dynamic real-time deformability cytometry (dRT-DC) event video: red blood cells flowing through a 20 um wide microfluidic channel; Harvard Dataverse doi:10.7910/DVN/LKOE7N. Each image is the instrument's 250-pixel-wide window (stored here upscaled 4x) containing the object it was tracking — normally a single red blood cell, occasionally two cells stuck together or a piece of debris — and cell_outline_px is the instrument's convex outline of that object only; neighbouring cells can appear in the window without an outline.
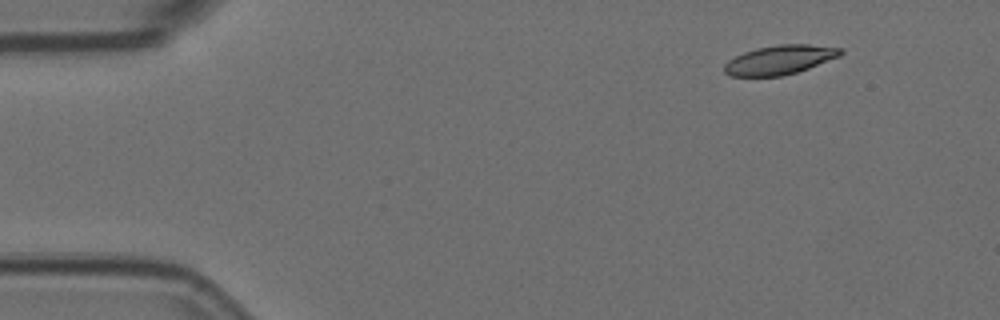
{"species": "Egyptian fruit bat (a non-hibernating species)", "species_latin": "Rousettus aegyptiacus", "temperature_condition": "room temperature", "stored_images_in_passage": 6, "camera_frame_rate_fps": 3000, "um_per_image_px": 0.085, "animal": {"sex": "female"}, "frame": {"image": 1, "passage_image": 2, "time_ms": 0.333, "image_size_px": [1000, 320], "cell_outline_px": [[844, 52], [840, 56], [808, 68], [796, 72], [780, 76], [728, 76], [724, 72], [724, 64], [728, 60], [744, 52], [756, 48], [780, 44], [808, 44], [844, 48]], "centroid_in_image_um": [66.28, 5.08], "position_along_channel_um": 18.7, "area_um2": 19.77}}
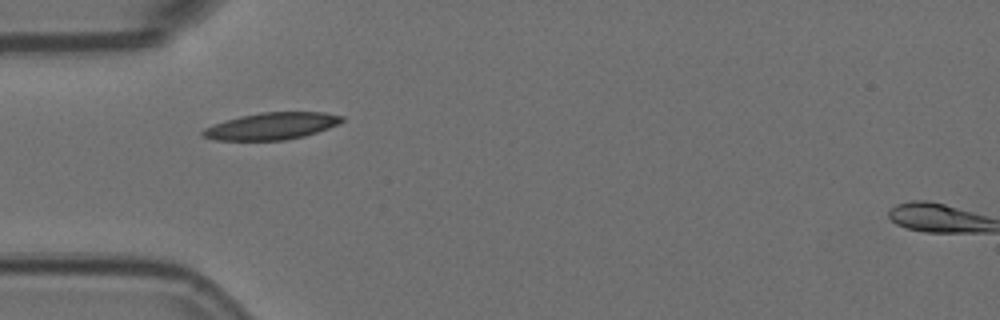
{"frame": {"image": 2, "passage_image": 5, "time_ms": 1.333, "image_size_px": [1000, 320], "cell_outline_px": [[344, 120], [340, 124], [304, 136], [284, 140], [216, 140], [204, 136], [200, 132], [204, 128], [240, 116], [260, 112], [324, 112], [344, 116]], "centroid_in_image_um": [23.14, 10.71], "position_along_channel_um": 61.9, "area_um2": 21.68}}
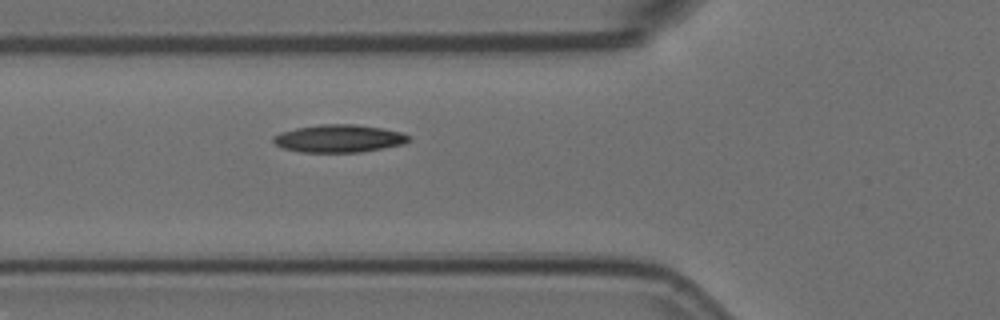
{"frame": {"image": 3, "passage_image": 6, "time_ms": 1.667, "image_size_px": [1000, 320], "cell_outline_px": [[412, 140], [404, 144], [360, 152], [300, 152], [284, 148], [276, 144], [272, 140], [272, 136], [280, 132], [296, 128], [320, 124], [356, 124], [380, 128], [400, 132], [412, 136]], "centroid_in_image_um": [28.82, 11.77], "position_along_channel_um": 97.0, "area_um2": 21.91}}